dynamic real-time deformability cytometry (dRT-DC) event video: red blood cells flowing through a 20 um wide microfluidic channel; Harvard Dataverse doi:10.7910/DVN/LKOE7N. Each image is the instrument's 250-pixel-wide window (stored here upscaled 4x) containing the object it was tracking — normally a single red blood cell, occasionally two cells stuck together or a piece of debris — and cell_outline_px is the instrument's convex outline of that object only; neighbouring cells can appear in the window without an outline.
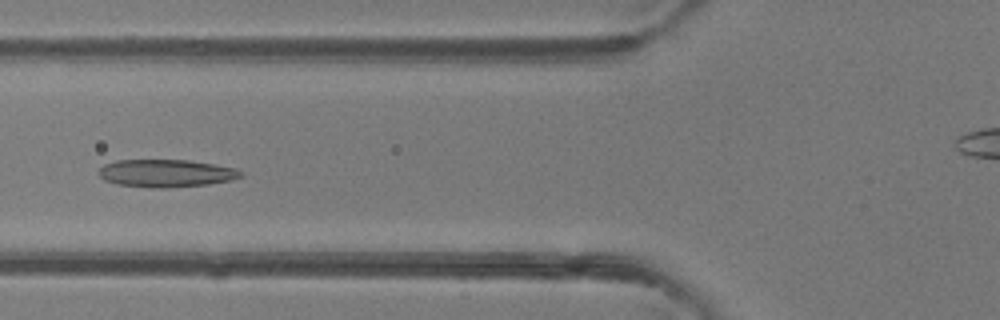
{"species": "common noctule bat (a hibernating species)", "species_latin": "Nyctalus noctula", "temperature_condition": "room temperature", "stored_images_in_passage": 50, "camera_frame_rate_fps": 3000, "um_per_image_px": 0.085, "animal": {"sex": "female"}, "frame": {"image": 1, "passage_image": 19, "time_ms": 6.0, "image_size_px": [1000, 320], "cell_outline_px": [[244, 172], [240, 176], [232, 180], [208, 184], [164, 188], [152, 188], [116, 184], [104, 180], [96, 172], [104, 164], [116, 160], [188, 160], [236, 168]], "centroid_in_image_um": [14.08, 14.73], "position_along_channel_um": 111.7, "area_um2": 22.95}}
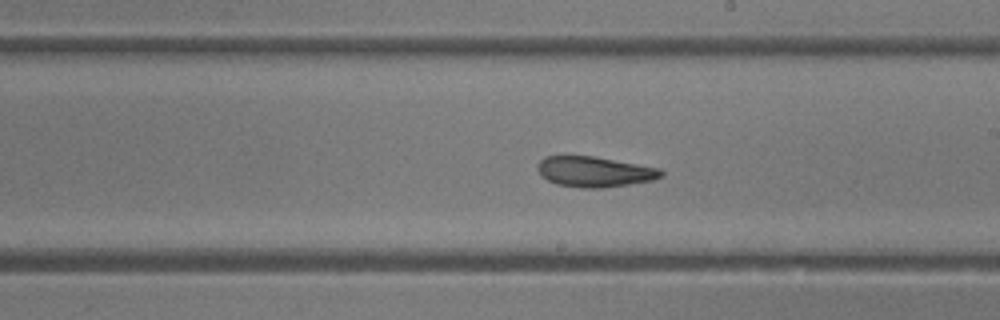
{"frame": {"image": 2, "passage_image": 28, "time_ms": 9.0, "image_size_px": [1000, 320], "cell_outline_px": [[664, 176], [652, 180], [604, 188], [580, 188], [556, 184], [540, 176], [536, 168], [536, 164], [544, 156], [596, 156], [660, 168], [664, 172]], "centroid_in_image_um": [50.51, 14.59], "position_along_channel_um": 238.5, "area_um2": 22.2}}
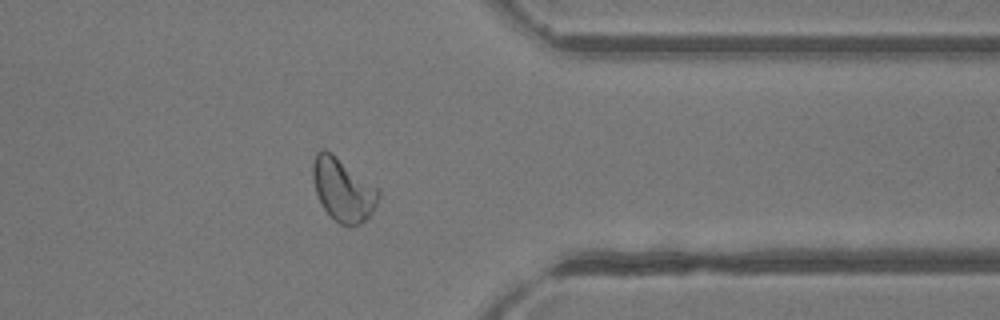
{"frame": {"image": 3, "passage_image": 39, "time_ms": 12.667, "image_size_px": [1000, 320], "cell_outline_px": [[380, 196], [372, 212], [360, 224], [340, 224], [324, 208], [316, 192], [312, 176], [312, 160], [316, 152], [320, 148], [324, 148], [332, 152], [376, 188], [380, 192]], "centroid_in_image_um": [29.11, 16.07], "position_along_channel_um": 382.3, "area_um2": 23.58}, "authors_computed_cell_mechanics": {"area_um2": 23.8714, "velocity_mm_per_s": 4.2169, "shape_relaxation_time_tau1_ms": null, "shape_relaxation_time_tau2_ms": 1.9185, "deformation_change_tau1": null, "deformation_change_tau2": 0.0867}}